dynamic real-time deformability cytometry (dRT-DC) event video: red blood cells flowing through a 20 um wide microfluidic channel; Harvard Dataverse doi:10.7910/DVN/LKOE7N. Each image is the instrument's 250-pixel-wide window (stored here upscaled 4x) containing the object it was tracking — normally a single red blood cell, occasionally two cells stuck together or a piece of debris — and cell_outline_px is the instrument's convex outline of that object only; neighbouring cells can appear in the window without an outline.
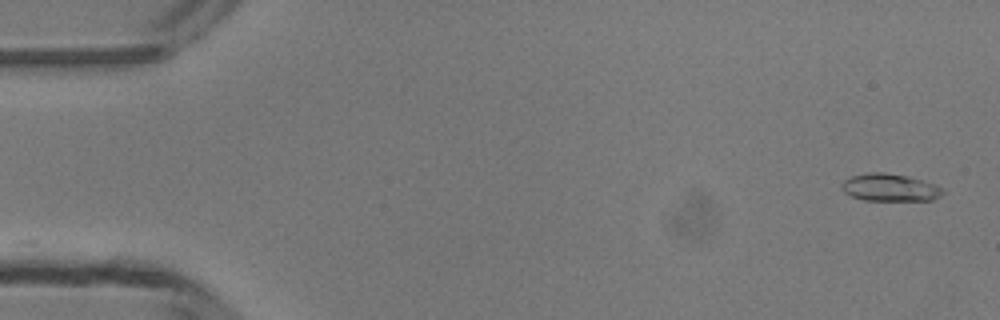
{"species": "common noctule bat (a hibernating species)", "species_latin": "Nyctalus noctula", "temperature_condition": "room temperature", "stored_images_in_passage": 49, "camera_frame_rate_fps": 3000, "um_per_image_px": 0.085, "animal": {"sex": "male", "body_mass_g": 13.3}, "frame": {"image": 1, "passage_image": 2, "time_ms": 0.333, "image_size_px": [1000, 320], "cell_outline_px": [[944, 192], [940, 196], [932, 200], [864, 200], [852, 196], [844, 192], [840, 188], [840, 184], [844, 180], [852, 176], [872, 172], [884, 172], [908, 176], [944, 188]], "centroid_in_image_um": [75.61, 15.94], "position_along_channel_um": 9.4, "area_um2": 16.07}}
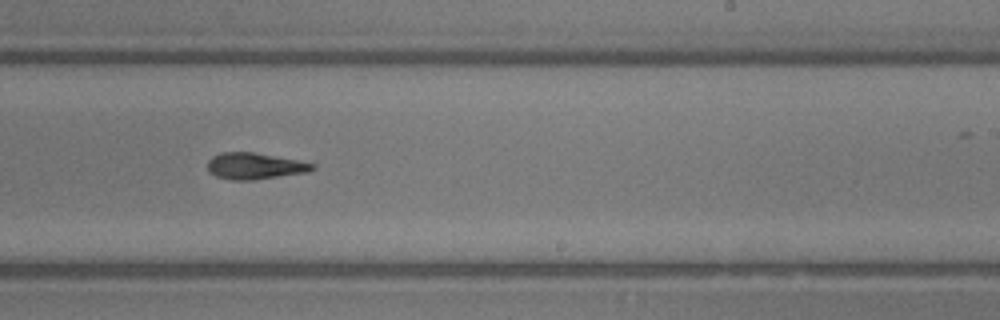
{"frame": {"image": 2, "passage_image": 30, "time_ms": 9.667, "image_size_px": [1000, 320], "cell_outline_px": [[316, 168], [308, 172], [252, 180], [232, 180], [216, 176], [208, 172], [208, 160], [212, 156], [220, 152], [252, 152], [296, 160], [316, 164]], "centroid_in_image_um": [21.63, 14.11], "position_along_channel_um": 267.4, "area_um2": 16.07}}
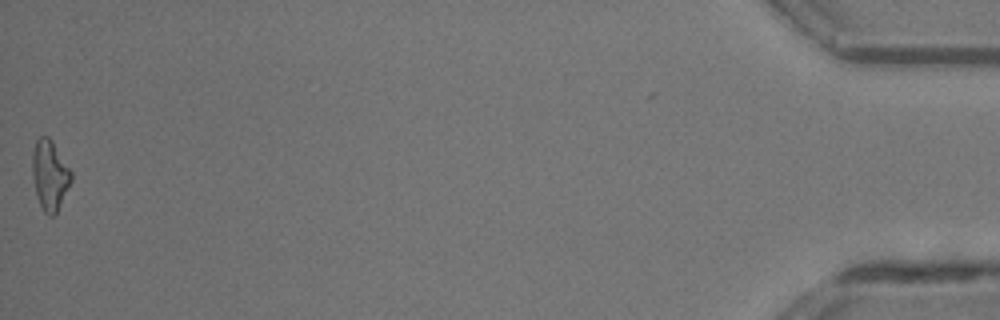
{"frame": {"image": 3, "passage_image": 49, "time_ms": 16.0, "image_size_px": [1000, 320], "cell_outline_px": [[72, 180], [56, 216], [48, 216], [44, 212], [36, 196], [32, 172], [32, 152], [36, 140], [40, 136], [48, 136], [52, 140], [72, 172]], "centroid_in_image_um": [4.24, 14.91], "position_along_channel_um": 431.0, "area_um2": 16.07}, "authors_computed_cell_mechanics": {"area_um2": 15.7794, "velocity_mm_per_s": 4.2227, "shape_relaxation_time_tau1_ms": 3.8315, "shape_relaxation_time_tau2_ms": 6.9382, "deformation_change_tau1": 0.1385, "deformation_change_tau2": 0.2096}}